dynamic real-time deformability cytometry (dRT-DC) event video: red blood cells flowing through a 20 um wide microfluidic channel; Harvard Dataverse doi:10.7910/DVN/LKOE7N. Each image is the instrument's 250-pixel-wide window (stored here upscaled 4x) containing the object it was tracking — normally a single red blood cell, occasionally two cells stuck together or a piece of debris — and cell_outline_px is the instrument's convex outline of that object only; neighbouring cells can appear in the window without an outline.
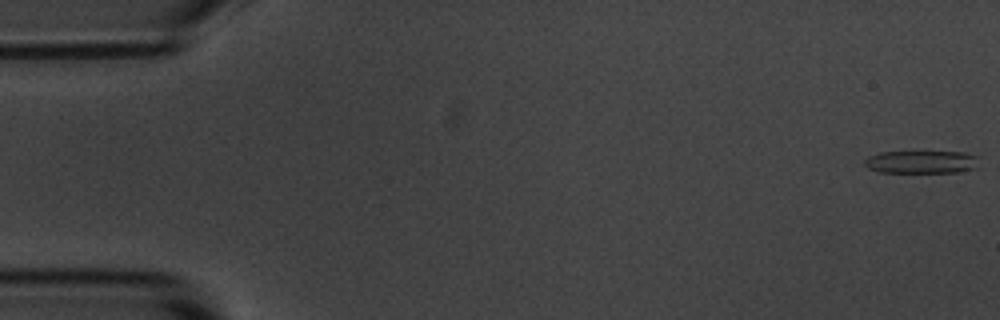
{"species": "common noctule bat (a hibernating species)", "species_latin": "Nyctalus noctula", "temperature_condition": "room temperature", "stored_images_in_passage": 55, "camera_frame_rate_fps": 3000, "um_per_image_px": 0.085, "animal": {"sex": "male", "body_mass_g": 20.1, "forearm_length_mm": 53.5}, "frame": {"image": 1, "passage_image": 1, "time_ms": 0.0, "image_size_px": [1000, 320], "cell_outline_px": [[980, 168], [956, 172], [880, 172], [868, 168], [864, 164], [864, 160], [868, 156], [880, 152], [964, 152], [976, 156]], "centroid_in_image_um": [78.34, 13.77], "position_along_channel_um": 6.7, "area_um2": 15.26}}
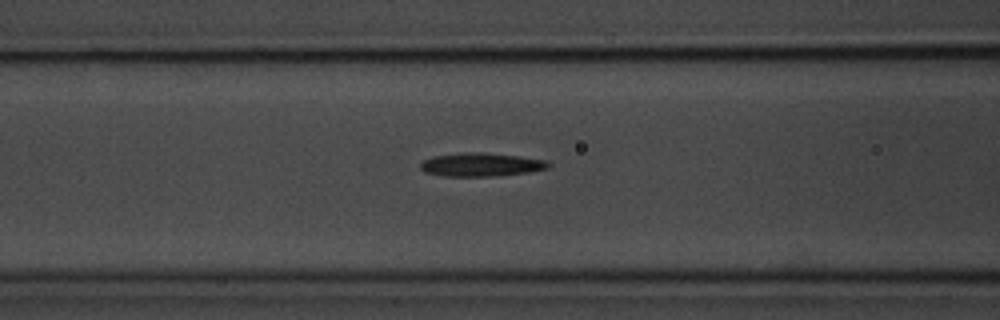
{"frame": {"image": 2, "passage_image": 22, "time_ms": 7.0, "image_size_px": [1000, 320], "cell_outline_px": [[552, 164], [548, 168], [528, 172], [492, 176], [444, 176], [424, 172], [420, 168], [420, 164], [424, 160], [432, 156], [464, 152], [484, 152], [520, 156], [544, 160]], "centroid_in_image_um": [40.87, 13.98], "position_along_channel_um": 125.7, "area_um2": 17.51}}
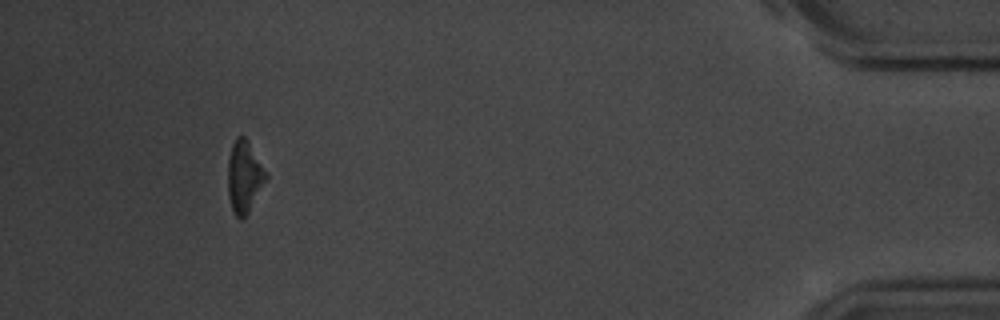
{"frame": {"image": 3, "passage_image": 51, "time_ms": 16.667, "image_size_px": [1000, 320], "cell_outline_px": [[268, 176], [248, 212], [240, 220], [236, 216], [232, 208], [228, 196], [228, 160], [232, 144], [236, 136], [244, 136], [248, 140], [268, 172]], "centroid_in_image_um": [20.77, 14.97], "position_along_channel_um": 414.4, "area_um2": 15.95}, "authors_computed_cell_mechanics": {"area_um2": 16.6464, "velocity_mm_per_s": 3.6748, "shape_relaxation_time_tau1_ms": 8.0047, "shape_relaxation_time_tau2_ms": null, "deformation_change_tau1": 0.2029, "deformation_change_tau2": null}}